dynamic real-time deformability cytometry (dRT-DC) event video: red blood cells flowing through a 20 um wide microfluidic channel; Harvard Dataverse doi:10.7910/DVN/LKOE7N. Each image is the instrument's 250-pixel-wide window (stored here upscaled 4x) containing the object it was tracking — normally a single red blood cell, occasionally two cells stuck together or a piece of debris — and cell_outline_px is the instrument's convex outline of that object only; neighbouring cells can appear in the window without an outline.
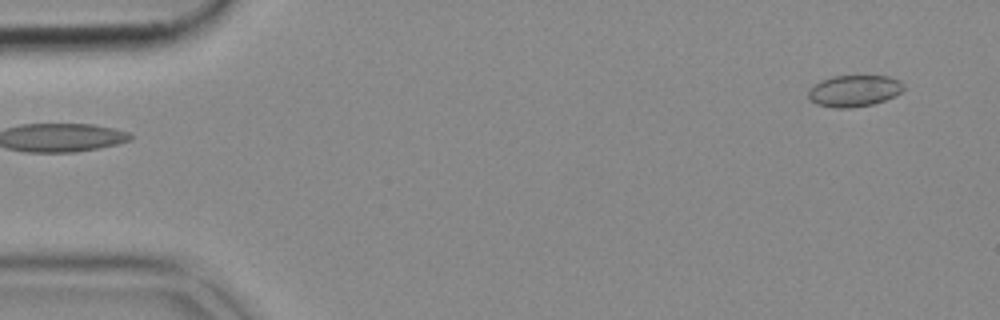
{"species": "common noctule bat (a hibernating species)", "species_latin": "Nyctalus noctula", "temperature_condition": "cold", "stored_images_in_passage": 13, "camera_frame_rate_fps": 3000, "um_per_image_px": 0.085, "animal": {"sex": "female", "body_mass_g": 18.4}, "frame": {"image": 1, "passage_image": 1, "time_ms": 0.0, "image_size_px": [1000, 320], "cell_outline_px": [[904, 88], [900, 92], [884, 100], [872, 104], [848, 108], [836, 108], [816, 104], [808, 96], [808, 88], [820, 80], [832, 76], [888, 76], [900, 80], [904, 84]], "centroid_in_image_um": [72.57, 7.71], "position_along_channel_um": 12.4, "area_um2": 17.46}}
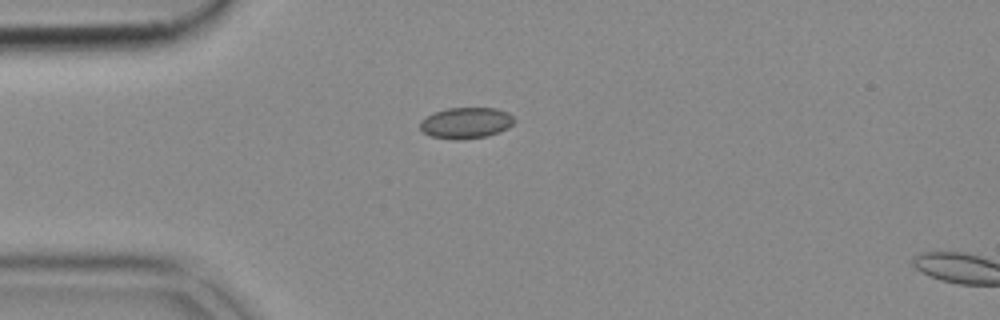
{"frame": {"image": 2, "passage_image": 11, "time_ms": 3.333, "image_size_px": [1000, 320], "cell_outline_px": [[516, 120], [508, 128], [488, 136], [456, 140], [432, 136], [424, 132], [420, 128], [420, 120], [436, 112], [448, 108], [496, 108], [508, 112]], "centroid_in_image_um": [39.64, 10.44], "position_along_channel_um": 45.4, "area_um2": 16.94}}